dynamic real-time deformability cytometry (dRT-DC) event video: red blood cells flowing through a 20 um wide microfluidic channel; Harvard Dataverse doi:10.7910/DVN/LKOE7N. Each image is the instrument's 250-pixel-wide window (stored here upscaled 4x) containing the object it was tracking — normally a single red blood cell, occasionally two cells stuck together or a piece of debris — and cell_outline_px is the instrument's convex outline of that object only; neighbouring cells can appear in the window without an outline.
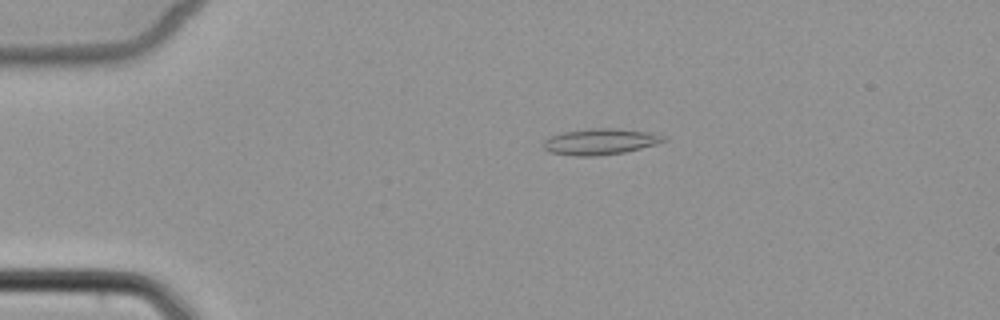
{"species": "common noctule bat (a hibernating species)", "species_latin": "Nyctalus noctula", "temperature_condition": "cold", "stored_images_in_passage": 5, "camera_frame_rate_fps": 3000, "um_per_image_px": 0.085, "animal": {"sex": "female", "body_mass_g": 22.7, "forearm_length_mm": 54.2}, "frame": {"image": 1, "passage_image": 3, "time_ms": 2.333, "image_size_px": [1000, 320], "cell_outline_px": [[668, 140], [656, 144], [624, 152], [596, 156], [576, 156], [548, 152], [544, 148], [544, 140], [552, 136], [564, 132], [588, 128], [616, 128], [652, 132], [668, 136]], "centroid_in_image_um": [51.07, 12.03], "position_along_channel_um": 33.9, "area_um2": 18.38}}
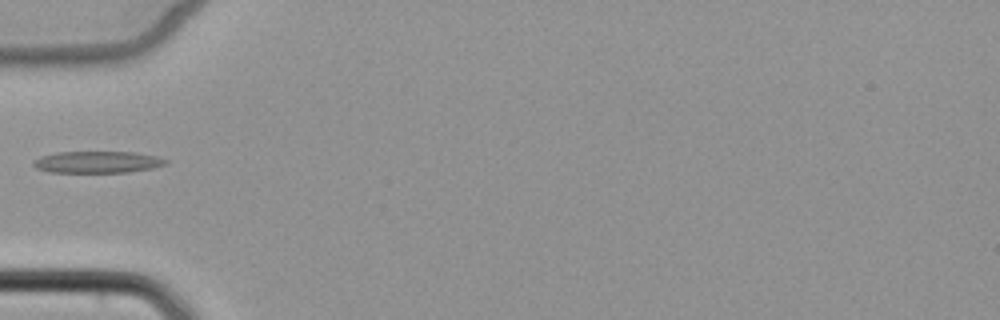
{"frame": {"image": 2, "passage_image": 5, "time_ms": 4.667, "image_size_px": [1000, 320], "cell_outline_px": [[168, 164], [152, 168], [128, 172], [48, 172], [36, 168], [32, 164], [32, 160], [40, 156], [56, 152], [136, 152], [156, 156], [168, 160]], "centroid_in_image_um": [8.26, 13.77], "position_along_channel_um": 76.7, "area_um2": 16.88}}